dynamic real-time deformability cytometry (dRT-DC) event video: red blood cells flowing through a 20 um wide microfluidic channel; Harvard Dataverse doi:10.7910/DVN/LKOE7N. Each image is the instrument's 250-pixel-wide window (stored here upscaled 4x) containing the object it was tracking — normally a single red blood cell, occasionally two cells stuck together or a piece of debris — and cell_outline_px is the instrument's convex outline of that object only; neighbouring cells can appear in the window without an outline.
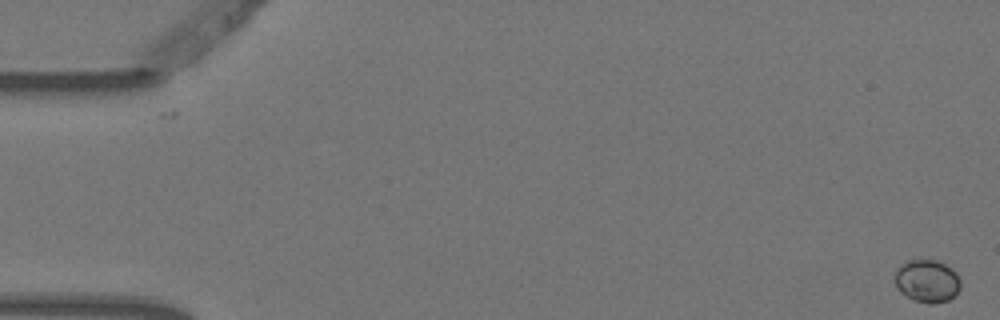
{"species": "Egyptian fruit bat (a non-hibernating species)", "species_latin": "Rousettus aegyptiacus", "temperature_condition": "warm", "stored_images_in_passage": 8, "camera_frame_rate_fps": 3000, "um_per_image_px": 0.085, "animal": {"sex": "female"}, "frame": {"image": 1, "passage_image": 1, "time_ms": 0.0, "image_size_px": [1000, 320], "cell_outline_px": [[960, 288], [948, 300], [932, 304], [928, 304], [912, 300], [900, 292], [896, 288], [896, 268], [900, 264], [908, 260], [936, 260], [952, 268], [956, 272], [960, 280]], "centroid_in_image_um": [78.79, 23.89], "position_along_channel_um": 6.2, "area_um2": 16.42}}
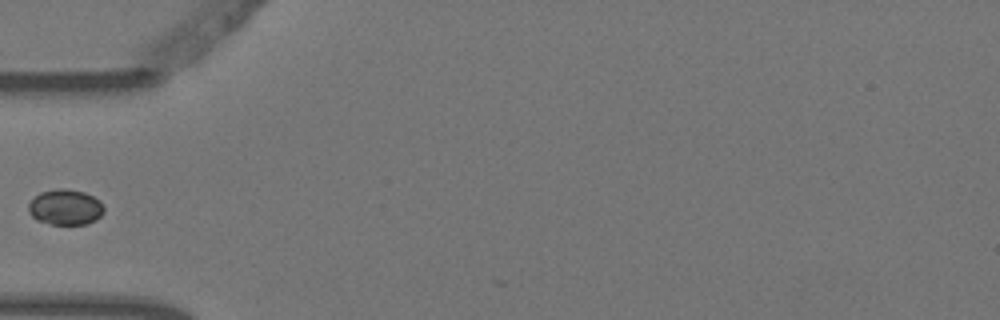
{"frame": {"image": 2, "passage_image": 6, "time_ms": 1.667, "image_size_px": [1000, 320], "cell_outline_px": [[104, 212], [96, 220], [84, 224], [52, 224], [36, 220], [28, 212], [28, 204], [40, 192], [60, 188], [68, 188], [84, 192], [100, 200], [104, 208]], "centroid_in_image_um": [5.56, 17.6], "position_along_channel_um": 79.4, "area_um2": 15.66}}
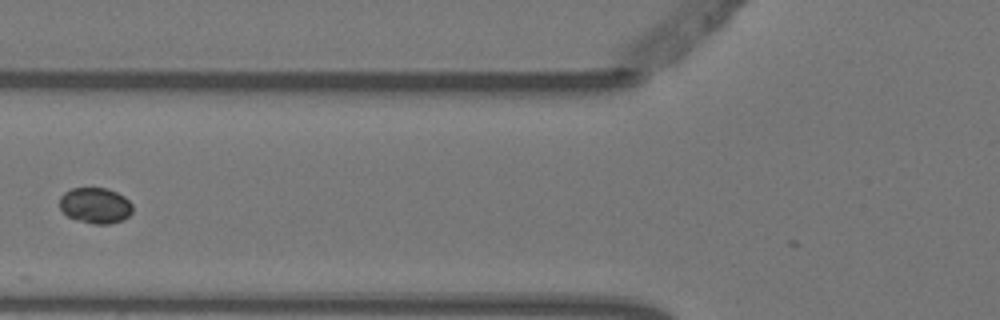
{"frame": {"image": 3, "passage_image": 7, "time_ms": 2.0, "image_size_px": [1000, 320], "cell_outline_px": [[132, 212], [124, 220], [108, 224], [92, 224], [76, 220], [68, 216], [60, 208], [60, 196], [64, 192], [72, 188], [108, 188], [124, 196], [132, 204]], "centroid_in_image_um": [8.11, 17.47], "position_along_channel_um": 117.7, "area_um2": 15.32}}